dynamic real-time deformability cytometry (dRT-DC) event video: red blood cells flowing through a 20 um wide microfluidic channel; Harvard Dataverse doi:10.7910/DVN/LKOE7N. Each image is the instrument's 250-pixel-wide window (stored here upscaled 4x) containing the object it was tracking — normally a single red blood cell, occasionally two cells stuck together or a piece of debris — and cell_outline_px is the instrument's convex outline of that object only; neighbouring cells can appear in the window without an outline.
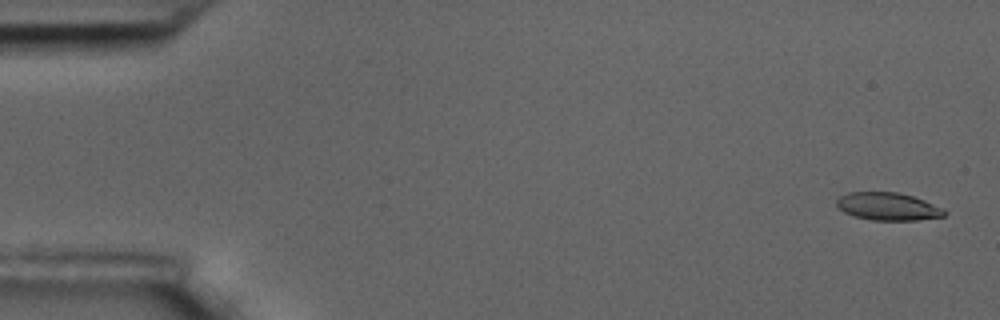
{"species": "common noctule bat (a hibernating species)", "species_latin": "Nyctalus noctula", "temperature_condition": "room temperature", "stored_images_in_passage": 6, "camera_frame_rate_fps": 3000, "um_per_image_px": 0.085, "animal": {"sex": "male", "body_mass_g": 17.5, "forearm_length_mm": 52.3}, "frame": {"image": 1, "passage_image": 1, "time_ms": 0.0, "image_size_px": [1000, 320], "cell_outline_px": [[948, 212], [944, 216], [916, 220], [872, 220], [852, 216], [844, 212], [836, 204], [836, 200], [840, 196], [848, 192], [896, 192], [912, 196], [924, 200], [944, 208]], "centroid_in_image_um": [75.48, 17.55], "position_along_channel_um": 9.5, "area_um2": 17.46}}
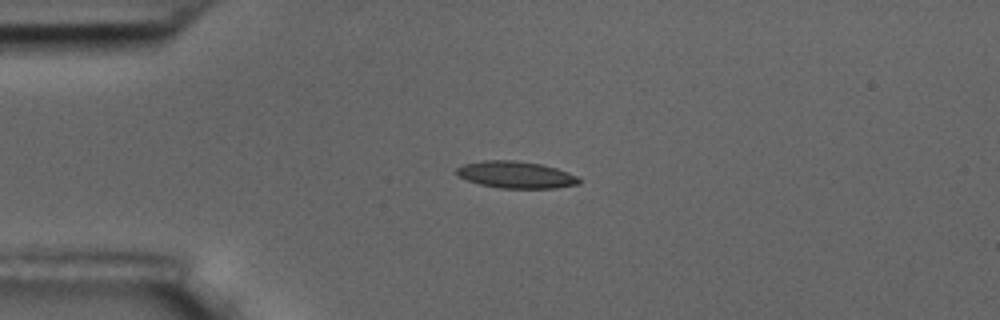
{"frame": {"image": 2, "passage_image": 4, "time_ms": 1.0, "image_size_px": [1000, 320], "cell_outline_px": [[580, 184], [556, 188], [500, 188], [480, 184], [468, 180], [460, 176], [456, 172], [456, 168], [464, 164], [484, 160], [512, 160], [540, 164], [556, 168], [568, 172], [576, 176], [580, 180]], "centroid_in_image_um": [43.86, 14.85], "position_along_channel_um": 41.1, "area_um2": 19.02}}